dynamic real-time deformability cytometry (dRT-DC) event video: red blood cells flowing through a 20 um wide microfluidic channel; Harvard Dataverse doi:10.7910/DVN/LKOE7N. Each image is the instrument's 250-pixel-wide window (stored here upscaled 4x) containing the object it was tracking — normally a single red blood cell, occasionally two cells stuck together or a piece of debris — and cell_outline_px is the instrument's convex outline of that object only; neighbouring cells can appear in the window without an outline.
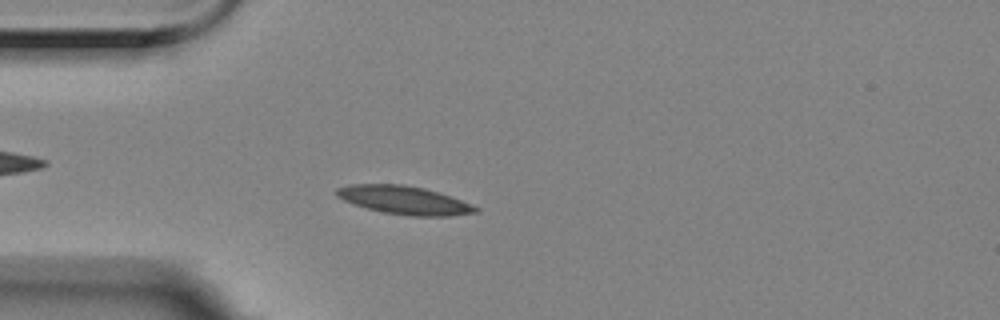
{"species": "Egyptian fruit bat (a non-hibernating species)", "species_latin": "Rousettus aegyptiacus", "temperature_condition": "room temperature", "stored_images_in_passage": 55, "camera_frame_rate_fps": 3000, "um_per_image_px": 0.085, "animal": {"sex": "female"}, "frame": {"image": 1, "passage_image": 14, "time_ms": 4.333, "image_size_px": [1000, 320], "cell_outline_px": [[480, 212], [452, 216], [412, 216], [384, 212], [352, 204], [336, 196], [336, 188], [348, 184], [404, 184], [424, 188], [472, 204], [480, 208]], "centroid_in_image_um": [34.36, 17.01], "position_along_channel_um": 50.6, "area_um2": 22.89}}
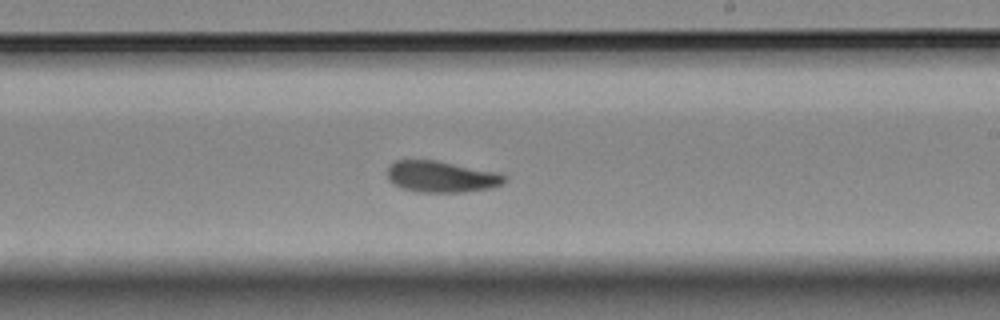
{"frame": {"image": 2, "passage_image": 32, "time_ms": 10.333, "image_size_px": [1000, 320], "cell_outline_px": [[508, 180], [504, 184], [492, 188], [464, 192], [416, 192], [400, 188], [388, 180], [388, 168], [396, 160], [436, 160], [492, 172], [508, 176]], "centroid_in_image_um": [37.51, 15.04], "position_along_channel_um": 251.5, "area_um2": 21.33}}
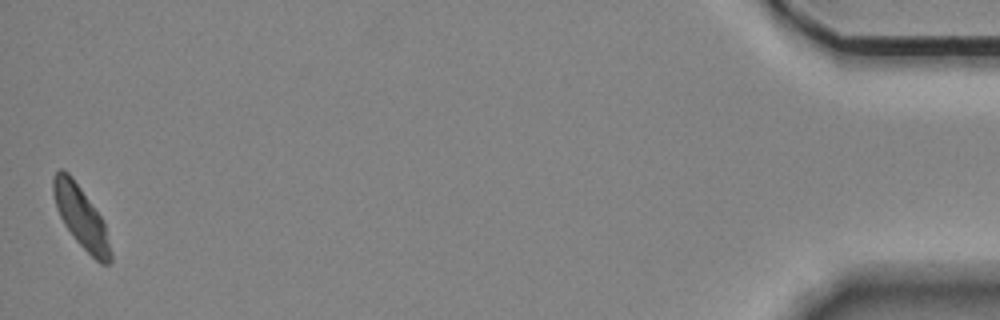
{"frame": {"image": 3, "passage_image": 55, "time_ms": 18.0, "image_size_px": [1000, 320], "cell_outline_px": [[112, 260], [108, 264], [100, 264], [72, 236], [64, 224], [56, 208], [52, 192], [52, 176], [60, 168], [64, 168], [72, 176], [104, 220], [112, 252]], "centroid_in_image_um": [6.88, 18.42], "position_along_channel_um": 428.3, "area_um2": 20.81}, "authors_computed_cell_mechanics": {"area_um2": 21.2126, "velocity_mm_per_s": 3.4933, "shape_relaxation_time_tau1_ms": null, "shape_relaxation_time_tau2_ms": 9.4445, "deformation_change_tau1": null, "deformation_change_tau2": 0.1252}}